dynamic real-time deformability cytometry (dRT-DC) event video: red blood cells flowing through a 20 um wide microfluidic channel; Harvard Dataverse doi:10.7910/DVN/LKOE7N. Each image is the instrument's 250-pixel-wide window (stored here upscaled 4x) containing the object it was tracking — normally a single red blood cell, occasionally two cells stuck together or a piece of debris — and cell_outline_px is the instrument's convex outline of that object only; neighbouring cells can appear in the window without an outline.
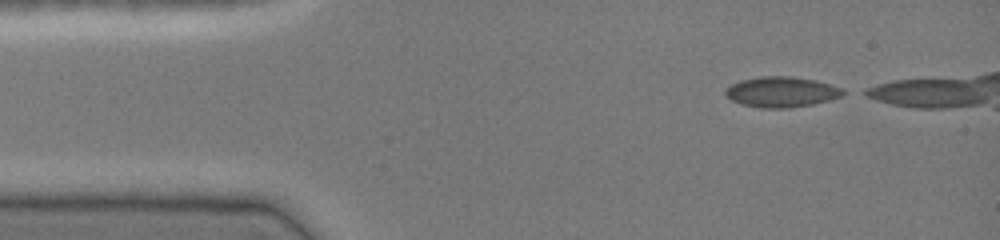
{"species": "common noctule bat (a hibernating species)", "species_latin": "Nyctalus noctula", "temperature_condition": "cold", "stored_images_in_passage": 7, "camera_frame_rate_fps": 3000, "um_per_image_px": 0.085, "animal": {"sex": "female", "body_mass_g": 19.0, "forearm_length_mm": 51.5}, "frame": {"image": 1, "passage_image": 1, "time_ms": 0.0, "image_size_px": [1000, 240], "cell_outline_px": [[848, 92], [840, 96], [828, 100], [812, 104], [788, 108], [760, 108], [740, 104], [732, 100], [724, 92], [732, 84], [740, 80], [760, 76], [792, 76], [816, 80], [844, 88]], "centroid_in_image_um": [66.45, 7.81], "position_along_channel_um": 18.5, "area_um2": 20.92}}
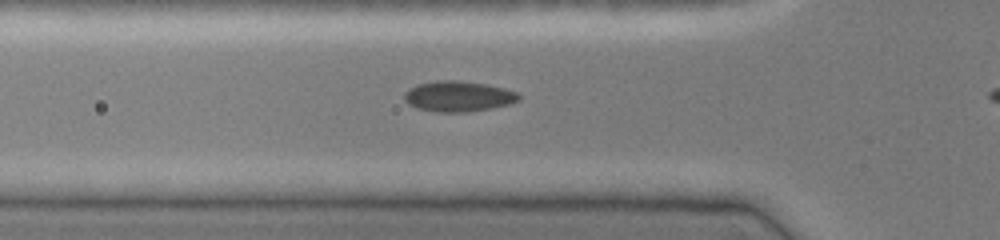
{"frame": {"image": 2, "passage_image": 6, "time_ms": 1.667, "image_size_px": [1000, 240], "cell_outline_px": [[520, 100], [508, 104], [492, 108], [468, 112], [440, 112], [416, 108], [408, 104], [404, 100], [404, 92], [408, 88], [416, 84], [436, 80], [456, 80], [488, 84], [504, 88], [516, 92], [520, 96]], "centroid_in_image_um": [38.92, 8.18], "position_along_channel_um": 86.9, "area_um2": 20.58}}